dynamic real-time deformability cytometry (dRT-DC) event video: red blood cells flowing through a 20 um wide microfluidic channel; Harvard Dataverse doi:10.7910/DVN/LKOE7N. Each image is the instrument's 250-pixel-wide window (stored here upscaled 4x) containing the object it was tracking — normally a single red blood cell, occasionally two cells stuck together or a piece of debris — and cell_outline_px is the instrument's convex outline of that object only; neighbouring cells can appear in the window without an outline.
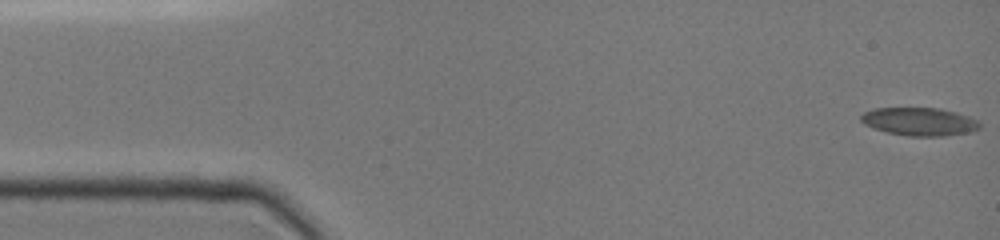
{"species": "common noctule bat (a hibernating species)", "species_latin": "Nyctalus noctula", "temperature_condition": "cold", "stored_images_in_passage": 48, "camera_frame_rate_fps": 3000, "um_per_image_px": 0.085, "animal": {"sex": "female", "body_mass_g": 19.0, "forearm_length_mm": 51.5}, "frame": {"image": 1, "passage_image": 1, "time_ms": 0.0, "image_size_px": [1000, 240], "cell_outline_px": [[980, 128], [972, 132], [944, 136], [908, 136], [888, 132], [864, 124], [860, 120], [860, 116], [864, 112], [876, 108], [940, 108], [956, 112], [968, 116], [976, 120], [980, 124]], "centroid_in_image_um": [78.17, 10.33], "position_along_channel_um": 6.8, "area_um2": 19.36}}
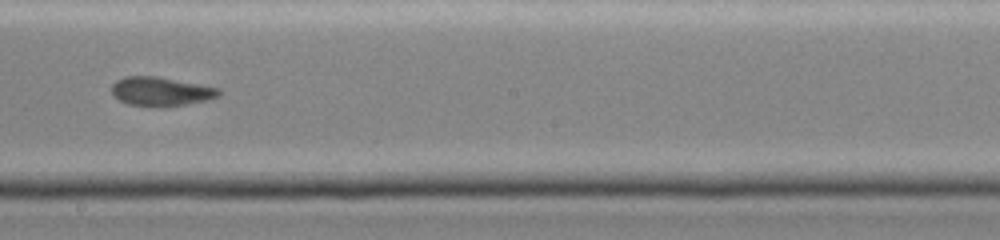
{"frame": {"image": 2, "passage_image": 27, "time_ms": 8.667, "image_size_px": [1000, 240], "cell_outline_px": [[220, 92], [216, 96], [208, 100], [160, 108], [128, 104], [112, 96], [112, 84], [116, 80], [124, 76], [156, 76], [220, 88]], "centroid_in_image_um": [13.62, 7.78], "position_along_channel_um": 234.6, "area_um2": 18.15}}
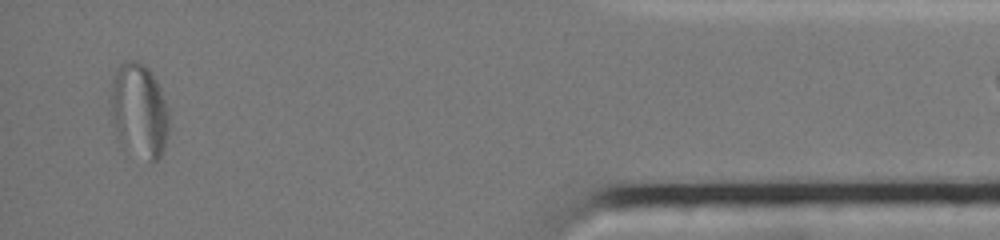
{"frame": {"image": 3, "passage_image": 45, "time_ms": 14.667, "image_size_px": [1000, 240], "cell_outline_px": [[168, 128], [164, 148], [160, 156], [152, 164], [112, 124], [108, 112], [108, 96], [112, 80], [124, 64], [140, 64], [148, 68], [156, 84], [164, 108], [168, 124]], "centroid_in_image_um": [11.78, 9.37], "position_along_channel_um": 423.4, "area_um2": 29.36}}